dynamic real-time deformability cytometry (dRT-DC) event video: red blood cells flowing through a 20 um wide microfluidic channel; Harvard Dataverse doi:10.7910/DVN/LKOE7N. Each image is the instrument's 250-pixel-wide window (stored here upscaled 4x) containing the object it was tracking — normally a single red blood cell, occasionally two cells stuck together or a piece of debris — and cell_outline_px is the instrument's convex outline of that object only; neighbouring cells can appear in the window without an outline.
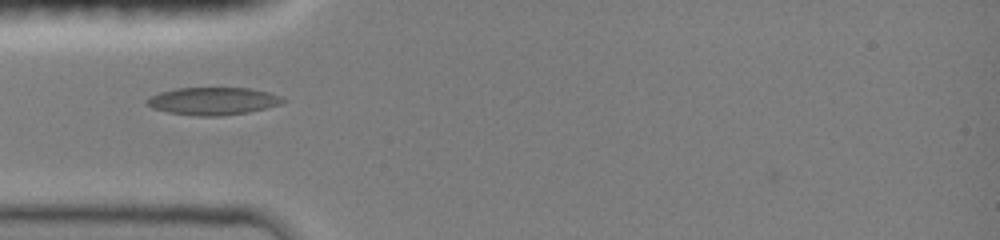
{"species": "common noctule bat (a hibernating species)", "species_latin": "Nyctalus noctula", "temperature_condition": "room temperature", "stored_images_in_passage": 5, "camera_frame_rate_fps": 3000, "um_per_image_px": 0.085, "animal": {"sex": "female", "body_mass_g": 19.0, "forearm_length_mm": 51.5}, "frame": {"image": 1, "passage_image": 3, "time_ms": 1.667, "image_size_px": [1000, 240], "cell_outline_px": [[288, 100], [280, 104], [248, 112], [220, 116], [196, 116], [168, 112], [152, 108], [144, 100], [148, 96], [160, 92], [176, 88], [248, 88], [268, 92], [280, 96]], "centroid_in_image_um": [18.07, 8.59], "position_along_channel_um": 66.9, "area_um2": 21.85}}
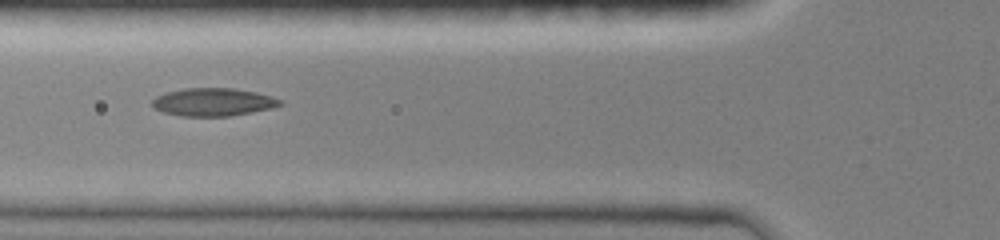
{"frame": {"image": 2, "passage_image": 4, "time_ms": 2.667, "image_size_px": [1000, 240], "cell_outline_px": [[284, 104], [272, 108], [252, 112], [228, 116], [180, 116], [164, 112], [152, 108], [152, 100], [156, 96], [168, 92], [184, 88], [232, 88], [256, 92], [272, 96], [284, 100]], "centroid_in_image_um": [18.15, 8.67], "position_along_channel_um": 107.7, "area_um2": 20.92}}